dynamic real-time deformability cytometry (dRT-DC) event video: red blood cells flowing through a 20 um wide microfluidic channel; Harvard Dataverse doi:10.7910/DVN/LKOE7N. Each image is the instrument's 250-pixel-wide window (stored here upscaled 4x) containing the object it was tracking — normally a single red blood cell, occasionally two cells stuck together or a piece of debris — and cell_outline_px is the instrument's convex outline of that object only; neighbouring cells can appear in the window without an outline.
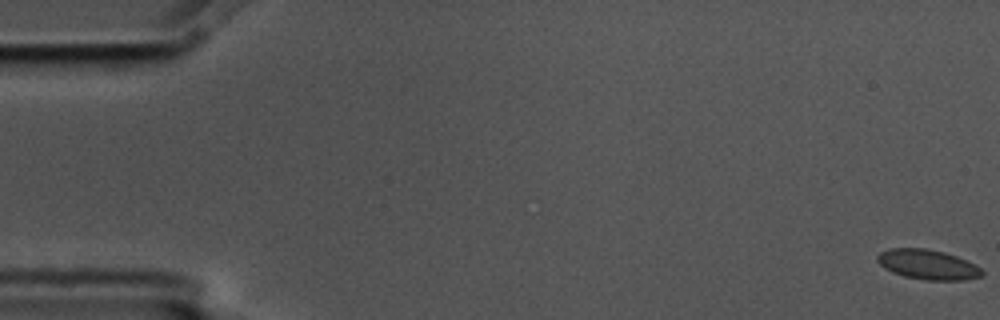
{"species": "common noctule bat (a hibernating species)", "species_latin": "Nyctalus noctula", "temperature_condition": "cold", "stored_images_in_passage": 6, "segment_of_instrument_passage": [1, 2], "camera_frame_rate_fps": 3000, "um_per_image_px": 0.085, "animal": {"sex": "male", "body_mass_g": 17.5, "forearm_length_mm": 52.3}, "frame": {"image": 1, "passage_image": 1, "time_ms": 0.0, "image_size_px": [1000, 320], "cell_outline_px": [[984, 272], [980, 276], [964, 280], [928, 280], [904, 276], [892, 272], [884, 268], [876, 260], [876, 256], [880, 252], [888, 248], [924, 248], [944, 252], [956, 256], [980, 268]], "centroid_in_image_um": [78.8, 22.48], "position_along_channel_um": 6.2, "area_um2": 18.03}}
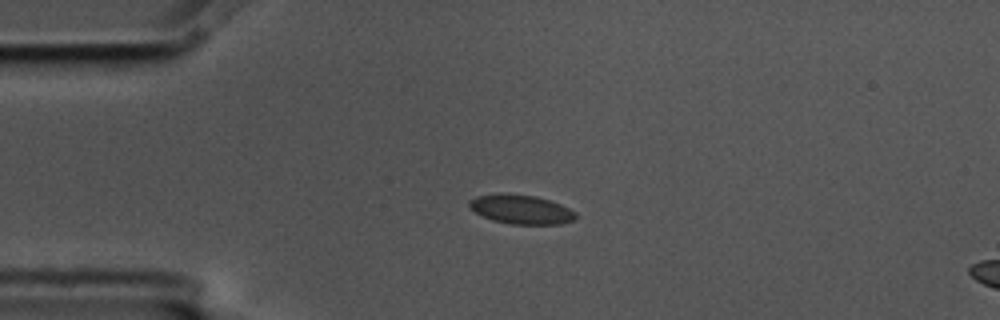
{"frame": {"image": 2, "passage_image": 4, "time_ms": 1.0, "image_size_px": [1000, 320], "cell_outline_px": [[576, 220], [560, 224], [512, 224], [492, 220], [468, 208], [468, 200], [476, 196], [500, 192], [504, 192], [536, 196], [560, 204], [576, 212]], "centroid_in_image_um": [44.26, 17.78], "position_along_channel_um": 40.7, "area_um2": 18.32}}